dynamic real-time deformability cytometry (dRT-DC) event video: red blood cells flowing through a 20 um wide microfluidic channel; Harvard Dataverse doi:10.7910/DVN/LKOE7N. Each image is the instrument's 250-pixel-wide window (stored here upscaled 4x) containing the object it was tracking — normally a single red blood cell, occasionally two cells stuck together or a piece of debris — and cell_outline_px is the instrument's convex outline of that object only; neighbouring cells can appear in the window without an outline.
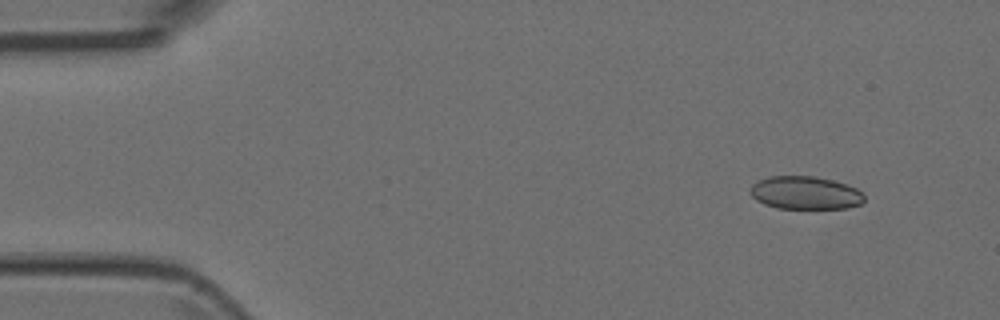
{"species": "Egyptian fruit bat (a non-hibernating species)", "species_latin": "Rousettus aegyptiacus", "temperature_condition": "room temperature", "stored_images_in_passage": 4, "camera_frame_rate_fps": 3000, "um_per_image_px": 0.085, "animal": {"sex": "female"}, "frame": {"image": 1, "passage_image": 1, "time_ms": 0.0, "image_size_px": [1000, 320], "cell_outline_px": [[864, 200], [860, 204], [848, 208], [776, 208], [764, 204], [756, 200], [748, 192], [752, 184], [756, 180], [768, 176], [816, 176], [832, 180], [856, 188], [864, 196]], "centroid_in_image_um": [68.39, 16.38], "position_along_channel_um": 16.6, "area_um2": 22.02}}
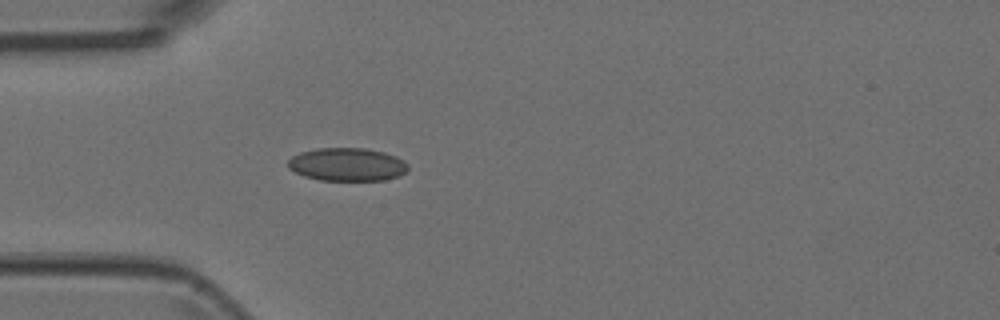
{"frame": {"image": 2, "passage_image": 4, "time_ms": 1.0, "image_size_px": [1000, 320], "cell_outline_px": [[408, 168], [400, 176], [384, 180], [320, 180], [304, 176], [288, 168], [288, 160], [292, 156], [300, 152], [316, 148], [364, 148], [384, 152], [396, 156], [404, 160], [408, 164]], "centroid_in_image_um": [29.51, 13.97], "position_along_channel_um": 55.5, "area_um2": 23.24}}